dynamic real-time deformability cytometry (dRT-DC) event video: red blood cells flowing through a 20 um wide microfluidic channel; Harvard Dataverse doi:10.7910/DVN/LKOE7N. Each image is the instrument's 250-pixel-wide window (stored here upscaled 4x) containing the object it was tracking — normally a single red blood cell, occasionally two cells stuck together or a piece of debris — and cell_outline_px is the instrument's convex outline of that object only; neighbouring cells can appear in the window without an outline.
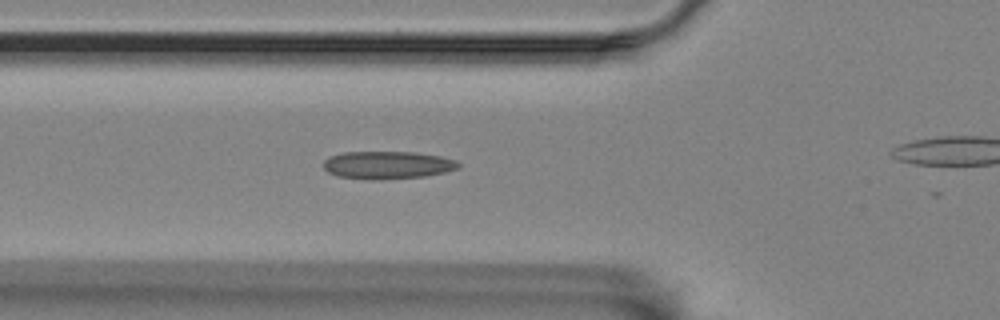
{"species": "Egyptian fruit bat (a non-hibernating species)", "species_latin": "Rousettus aegyptiacus", "temperature_condition": "room temperature", "stored_images_in_passage": 7, "camera_frame_rate_fps": 3000, "um_per_image_px": 0.085, "animal": {"sex": "female"}, "frame": {"image": 1, "passage_image": 6, "time_ms": 5.667, "image_size_px": [1000, 320], "cell_outline_px": [[460, 164], [456, 168], [444, 172], [428, 176], [380, 180], [372, 180], [336, 176], [328, 172], [324, 168], [324, 160], [332, 156], [344, 152], [412, 152], [440, 156], [456, 160]], "centroid_in_image_um": [32.92, 14.04], "position_along_channel_um": 92.9, "area_um2": 21.79}}